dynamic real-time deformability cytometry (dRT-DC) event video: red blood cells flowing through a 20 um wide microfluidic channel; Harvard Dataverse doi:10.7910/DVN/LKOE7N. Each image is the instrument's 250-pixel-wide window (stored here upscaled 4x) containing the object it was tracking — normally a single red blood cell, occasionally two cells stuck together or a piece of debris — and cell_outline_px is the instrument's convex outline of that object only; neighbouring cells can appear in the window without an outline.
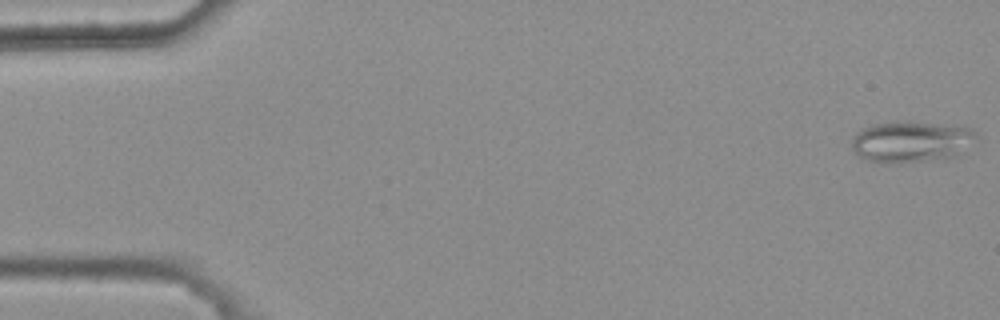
{"species": "common noctule bat (a hibernating species)", "species_latin": "Nyctalus noctula", "temperature_condition": "warm", "stored_images_in_passage": 5, "camera_frame_rate_fps": 3000, "um_per_image_px": 0.085, "animal": {"sex": "female", "body_mass_g": 25.1}, "frame": {"image": 1, "passage_image": 1, "time_ms": 0.0, "image_size_px": [1000, 320], "cell_outline_px": [[976, 136], [964, 156], [948, 160], [900, 164], [884, 164], [868, 160], [860, 156], [852, 148], [852, 136], [856, 132], [872, 124], [896, 120], [904, 120], [960, 124], [972, 128], [976, 132]], "centroid_in_image_um": [77.56, 12.05], "position_along_channel_um": 7.4, "area_um2": 31.91}}